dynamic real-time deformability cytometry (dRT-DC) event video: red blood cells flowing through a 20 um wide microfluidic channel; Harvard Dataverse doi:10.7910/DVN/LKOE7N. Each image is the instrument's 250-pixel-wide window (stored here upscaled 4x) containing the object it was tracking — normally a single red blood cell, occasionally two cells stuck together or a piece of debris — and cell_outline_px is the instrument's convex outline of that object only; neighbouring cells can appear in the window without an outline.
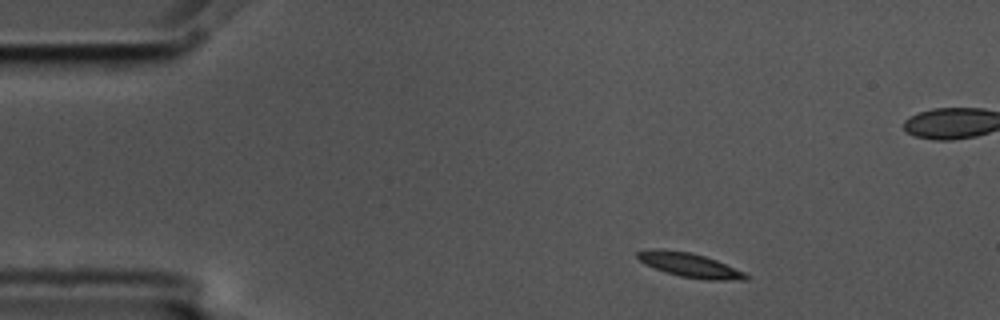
{"species": "common noctule bat (a hibernating species)", "species_latin": "Nyctalus noctula", "temperature_condition": "cold", "stored_images_in_passage": 3, "camera_frame_rate_fps": 3000, "um_per_image_px": 0.085, "animal": {"sex": "male", "body_mass_g": 17.5, "forearm_length_mm": 52.3}, "frame": {"image": 1, "passage_image": 1, "time_ms": 0.0, "image_size_px": [1000, 320], "cell_outline_px": [[748, 280], [708, 280], [680, 276], [644, 264], [636, 256], [636, 252], [652, 248], [660, 248], [692, 252], [716, 260], [744, 272], [748, 276]], "centroid_in_image_um": [58.61, 22.51], "position_along_channel_um": 26.4, "area_um2": 15.26}}